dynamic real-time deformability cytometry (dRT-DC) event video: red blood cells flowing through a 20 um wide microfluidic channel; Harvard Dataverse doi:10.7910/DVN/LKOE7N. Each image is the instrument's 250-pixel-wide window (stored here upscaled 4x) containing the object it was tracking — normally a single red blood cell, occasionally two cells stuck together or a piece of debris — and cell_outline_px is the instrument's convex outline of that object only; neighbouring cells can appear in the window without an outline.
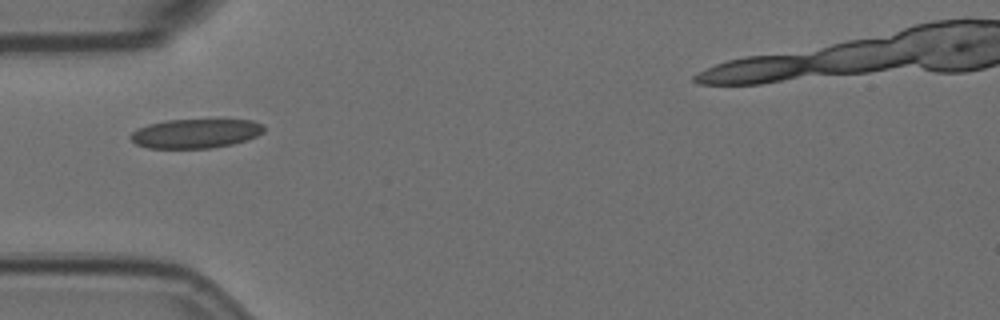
{"species": "Egyptian fruit bat (a non-hibernating species)", "species_latin": "Rousettus aegyptiacus", "temperature_condition": "room temperature", "stored_images_in_passage": 3, "camera_frame_rate_fps": 3000, "um_per_image_px": 0.085, "animal": {"sex": "female"}, "frame": {"image": 1, "passage_image": 1, "time_ms": 0.0, "image_size_px": [1000, 320], "cell_outline_px": [[264, 132], [248, 140], [232, 144], [212, 148], [148, 148], [136, 144], [128, 136], [136, 128], [148, 124], [168, 120], [252, 120], [264, 124]], "centroid_in_image_um": [16.62, 11.35], "position_along_channel_um": 68.4, "area_um2": 22.83}}